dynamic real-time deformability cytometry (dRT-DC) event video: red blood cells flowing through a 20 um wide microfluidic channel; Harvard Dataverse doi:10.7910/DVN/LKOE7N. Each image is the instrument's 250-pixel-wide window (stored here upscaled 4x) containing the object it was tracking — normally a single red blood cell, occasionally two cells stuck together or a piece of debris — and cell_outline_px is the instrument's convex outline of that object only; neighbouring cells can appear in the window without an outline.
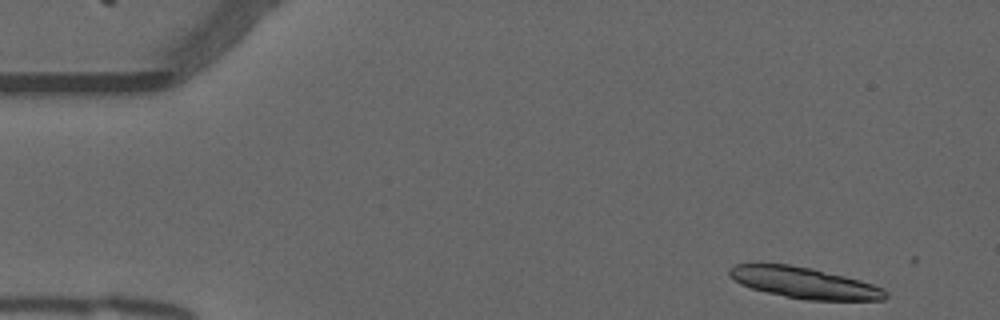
{"species": "common noctule bat (a hibernating species)", "species_latin": "Nyctalus noctula", "temperature_condition": "warm", "stored_images_in_passage": 5, "camera_frame_rate_fps": 3000, "um_per_image_px": 0.085, "animal": {"sex": "male", "forearm_length_mm": 52.5}, "frame": {"image": 1, "passage_image": 2, "time_ms": 0.333, "image_size_px": [1000, 320], "cell_outline_px": [[888, 296], [884, 300], [808, 300], [784, 296], [752, 288], [740, 284], [728, 276], [728, 268], [736, 264], [788, 264], [812, 268], [860, 280], [872, 284], [888, 292]], "centroid_in_image_um": [68.35, 24.04], "position_along_channel_um": 16.7, "area_um2": 28.15}}